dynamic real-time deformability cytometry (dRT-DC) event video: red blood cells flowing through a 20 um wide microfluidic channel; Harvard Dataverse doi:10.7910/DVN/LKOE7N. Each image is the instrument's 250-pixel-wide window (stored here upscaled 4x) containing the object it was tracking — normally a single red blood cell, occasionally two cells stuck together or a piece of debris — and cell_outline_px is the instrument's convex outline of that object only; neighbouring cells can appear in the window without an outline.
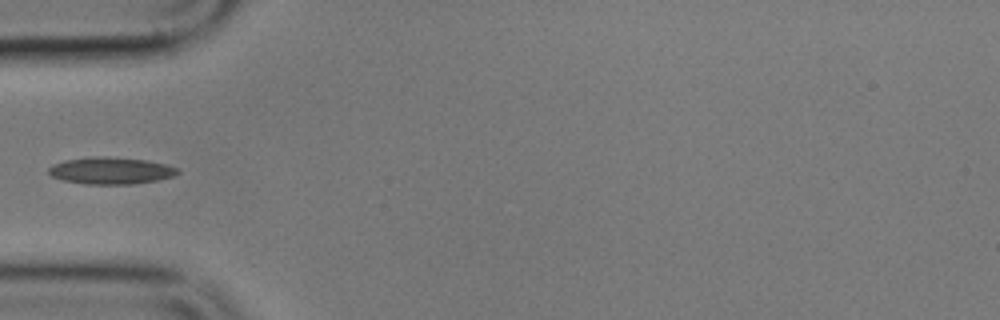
{"species": "common noctule bat (a hibernating species)", "species_latin": "Nyctalus noctula", "temperature_condition": "cold", "stored_images_in_passage": 5, "camera_frame_rate_fps": 3000, "um_per_image_px": 0.085, "animal": {"sex": "male", "body_mass_g": 17.9}, "frame": {"image": 1, "passage_image": 5, "time_ms": 5.333, "image_size_px": [1000, 320], "cell_outline_px": [[180, 172], [176, 176], [156, 180], [132, 184], [84, 184], [64, 180], [52, 176], [48, 172], [48, 168], [52, 164], [64, 160], [92, 156], [108, 156], [144, 160], [164, 164], [180, 168]], "centroid_in_image_um": [9.42, 14.5], "position_along_channel_um": 75.6, "area_um2": 20.35}}